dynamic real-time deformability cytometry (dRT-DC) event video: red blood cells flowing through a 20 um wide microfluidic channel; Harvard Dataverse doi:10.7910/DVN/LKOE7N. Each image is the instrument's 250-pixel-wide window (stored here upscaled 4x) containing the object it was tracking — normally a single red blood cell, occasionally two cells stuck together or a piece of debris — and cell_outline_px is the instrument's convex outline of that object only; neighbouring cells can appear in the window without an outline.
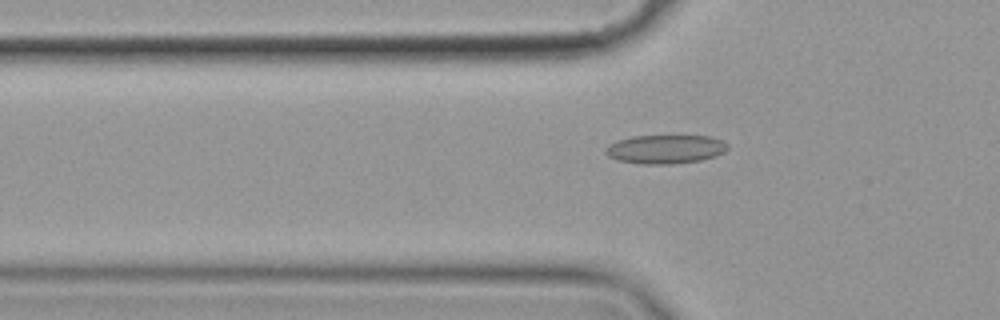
{"species": "common noctule bat (a hibernating species)", "species_latin": "Nyctalus noctula", "temperature_condition": "cold", "stored_images_in_passage": 35, "camera_frame_rate_fps": 3000, "um_per_image_px": 0.085, "animal": {"sex": "female", "body_mass_g": 19.9}, "frame": {"image": 1, "passage_image": 2, "time_ms": 0.333, "image_size_px": [1000, 320], "cell_outline_px": [[728, 148], [724, 152], [716, 156], [700, 160], [668, 164], [644, 164], [616, 160], [608, 156], [604, 152], [604, 148], [608, 144], [616, 140], [632, 136], [712, 136], [724, 140], [728, 144]], "centroid_in_image_um": [56.54, 12.67], "position_along_channel_um": 69.3, "area_um2": 20.69}}
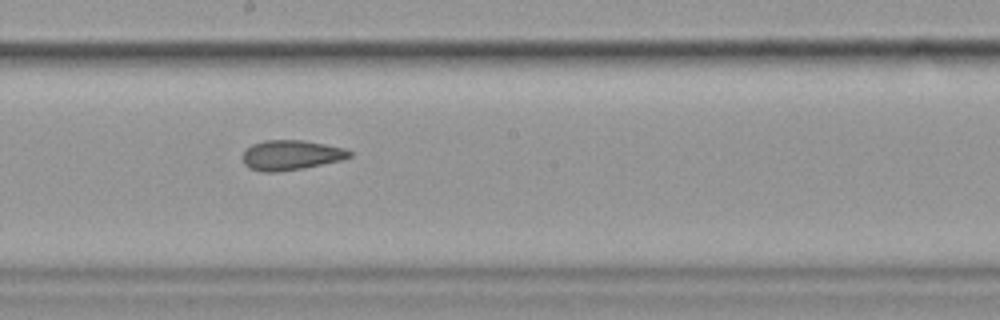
{"frame": {"image": 2, "passage_image": 15, "time_ms": 4.667, "image_size_px": [1000, 320], "cell_outline_px": [[352, 156], [340, 160], [304, 168], [280, 172], [264, 172], [248, 168], [244, 164], [244, 152], [252, 144], [264, 140], [304, 140], [344, 148], [352, 152]], "centroid_in_image_um": [24.73, 13.19], "position_along_channel_um": 223.5, "area_um2": 18.55}}
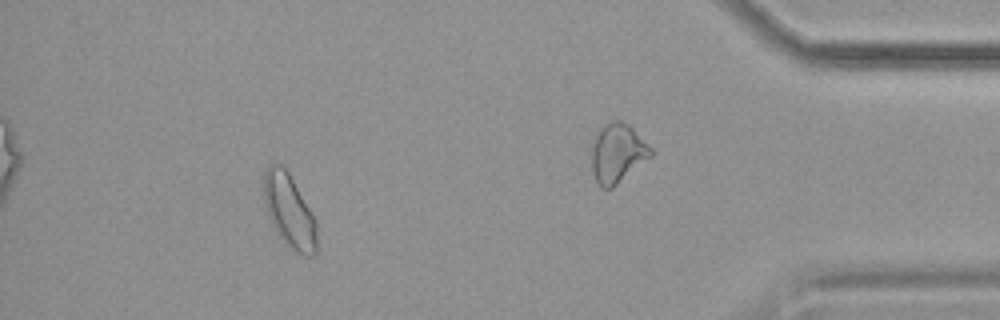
{"frame": {"image": 3, "passage_image": 29, "time_ms": 9.333, "image_size_px": [1000, 320], "cell_outline_px": [[316, 252], [312, 256], [304, 256], [292, 252], [284, 244], [276, 232], [268, 216], [264, 204], [264, 172], [268, 164], [280, 164], [288, 172], [316, 220]], "centroid_in_image_um": [24.57, 17.99], "position_along_channel_um": 410.6, "area_um2": 22.83}, "authors_computed_cell_mechanics": {"area_um2": 19.0162, "velocity_mm_per_s": 3.577, "shape_relaxation_time_tau1_ms": null, "shape_relaxation_time_tau2_ms": 3.1826, "deformation_change_tau1": null, "deformation_change_tau2": 0.1013}}